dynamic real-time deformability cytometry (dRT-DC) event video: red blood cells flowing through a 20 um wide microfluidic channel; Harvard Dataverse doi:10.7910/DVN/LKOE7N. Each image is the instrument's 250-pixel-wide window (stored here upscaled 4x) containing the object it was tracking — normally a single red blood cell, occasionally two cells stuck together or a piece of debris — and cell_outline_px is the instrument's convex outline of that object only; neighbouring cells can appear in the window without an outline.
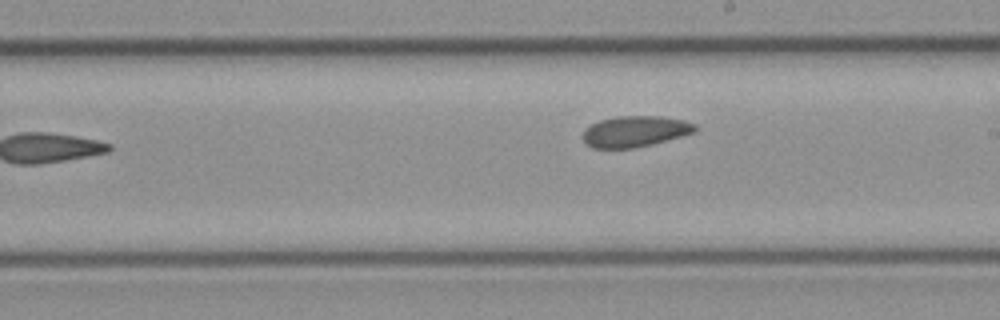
{"species": "common noctule bat (a hibernating species)", "species_latin": "Nyctalus noctula", "temperature_condition": "cold", "stored_images_in_passage": 11, "camera_frame_rate_fps": 3000, "um_per_image_px": 0.085, "animal": {"sex": "female", "body_mass_g": 21.9}, "frame": {"image": 1, "passage_image": 11, "time_ms": 3.333, "image_size_px": [1000, 320], "cell_outline_px": [[696, 132], [652, 144], [636, 148], [592, 148], [584, 140], [584, 128], [600, 120], [616, 116], [660, 116], [684, 120], [696, 124]], "centroid_in_image_um": [53.99, 11.16], "position_along_channel_um": 235.0, "area_um2": 20.23}}